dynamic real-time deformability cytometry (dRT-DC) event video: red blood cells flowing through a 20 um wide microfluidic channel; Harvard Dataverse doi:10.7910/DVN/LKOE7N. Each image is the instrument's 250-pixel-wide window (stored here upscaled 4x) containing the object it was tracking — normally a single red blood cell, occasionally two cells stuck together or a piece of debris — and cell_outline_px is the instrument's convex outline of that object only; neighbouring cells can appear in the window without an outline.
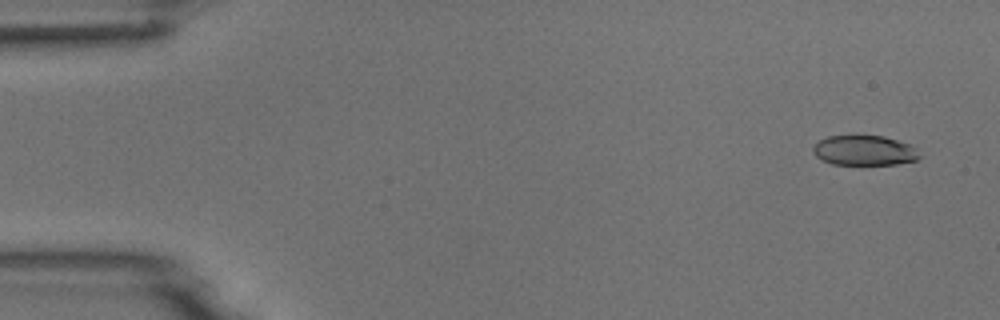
{"species": "common noctule bat (a hibernating species)", "species_latin": "Nyctalus noctula", "temperature_condition": "room temperature", "stored_images_in_passage": 5, "segment_of_instrument_passage": [2, 2], "camera_frame_rate_fps": 3000, "um_per_image_px": 0.085, "animal": {"sex": "male", "body_mass_g": 18.8}, "frame": {"image": 1, "passage_image": 5, "time_ms": 5.667, "image_size_px": [1000, 320], "cell_outline_px": [[920, 156], [916, 160], [896, 164], [832, 164], [816, 156], [812, 152], [812, 148], [820, 140], [828, 136], [884, 136], [912, 144], [916, 148]], "centroid_in_image_um": [73.49, 12.78], "position_along_channel_um": 11.5, "area_um2": 18.5}}